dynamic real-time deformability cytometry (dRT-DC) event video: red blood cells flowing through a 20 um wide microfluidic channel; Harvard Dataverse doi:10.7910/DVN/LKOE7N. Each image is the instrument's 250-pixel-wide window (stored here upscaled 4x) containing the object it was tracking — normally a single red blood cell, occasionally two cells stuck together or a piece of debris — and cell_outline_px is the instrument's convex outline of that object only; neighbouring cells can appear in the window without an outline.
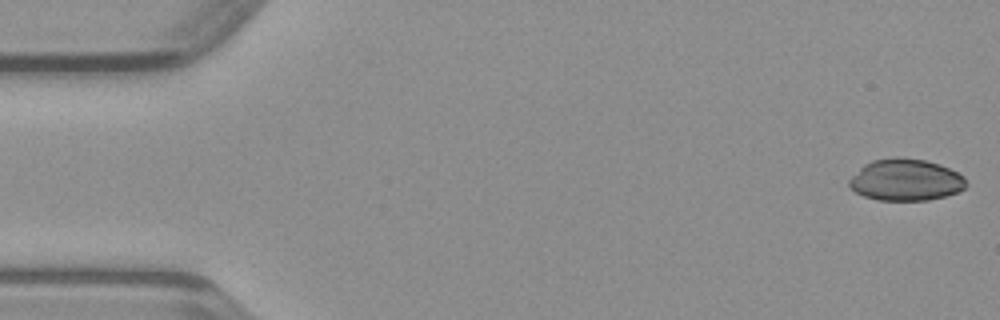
{"species": "common noctule bat (a hibernating species)", "species_latin": "Nyctalus noctula", "temperature_condition": "warm", "stored_images_in_passage": 47, "camera_frame_rate_fps": 3000, "um_per_image_px": 0.085, "animal": {"sex": "male", "body_mass_g": 23.1, "forearm_length_mm": 52.7}, "frame": {"image": 1, "passage_image": 1, "time_ms": 0.0, "image_size_px": [1000, 320], "cell_outline_px": [[968, 184], [964, 188], [956, 192], [944, 196], [928, 200], [876, 200], [864, 196], [856, 192], [848, 184], [848, 180], [864, 164], [872, 160], [924, 160], [940, 164], [964, 176]], "centroid_in_image_um": [76.99, 15.33], "position_along_channel_um": 8.0, "area_um2": 27.69}}
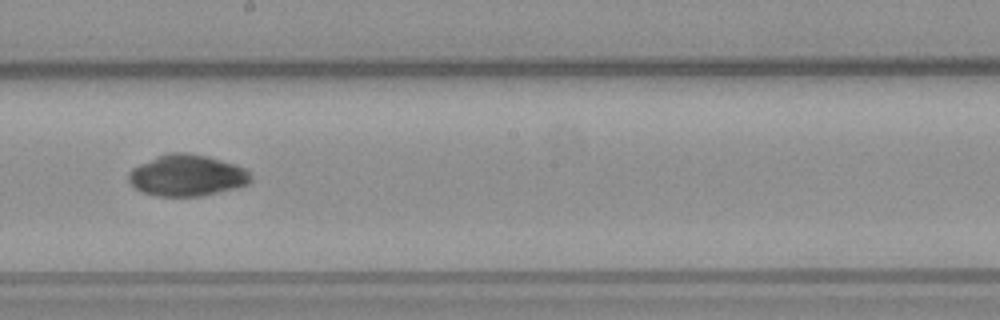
{"frame": {"image": 2, "passage_image": 26, "time_ms": 8.333, "image_size_px": [1000, 320], "cell_outline_px": [[252, 180], [248, 184], [236, 188], [200, 196], [156, 196], [140, 192], [128, 180], [128, 172], [132, 168], [156, 156], [168, 152], [188, 152], [208, 156], [244, 168], [252, 176]], "centroid_in_image_um": [15.87, 14.91], "position_along_channel_um": 232.3, "area_um2": 29.54}}
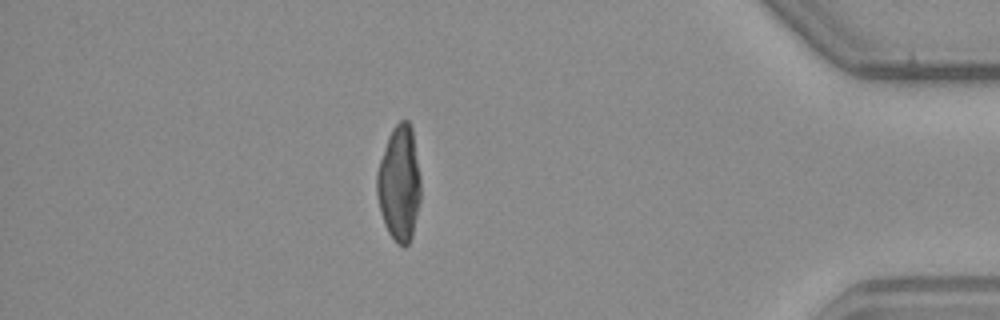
{"frame": {"image": 3, "passage_image": 41, "time_ms": 13.333, "image_size_px": [1000, 320], "cell_outline_px": [[420, 200], [412, 236], [408, 244], [404, 248], [396, 244], [388, 232], [384, 224], [380, 212], [376, 192], [376, 176], [380, 160], [388, 136], [392, 128], [400, 120], [408, 120], [412, 128], [420, 176]], "centroid_in_image_um": [33.93, 15.62], "position_along_channel_um": 401.3, "area_um2": 29.65}}